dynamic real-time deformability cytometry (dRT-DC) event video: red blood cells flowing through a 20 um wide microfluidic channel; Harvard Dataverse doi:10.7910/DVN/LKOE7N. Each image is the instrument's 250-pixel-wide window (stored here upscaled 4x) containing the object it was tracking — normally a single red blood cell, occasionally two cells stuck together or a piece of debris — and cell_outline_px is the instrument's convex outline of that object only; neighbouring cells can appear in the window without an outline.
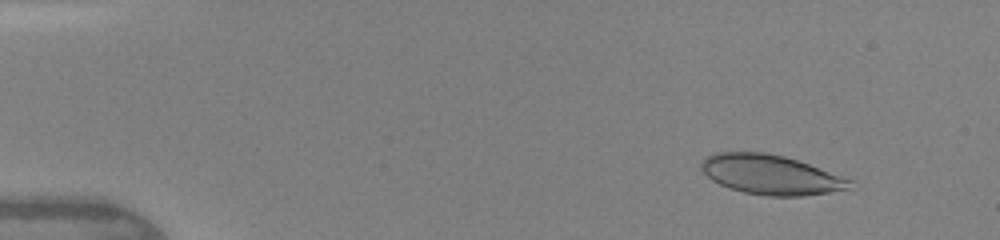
{"species": "human", "species_latin": "Homo sapiens", "temperature_condition": "warm", "stored_images_in_passage": 10, "camera_frame_rate_fps": 3000, "um_per_image_px": 0.085, "donor": {"sex": "female"}, "frame": {"image": 1, "passage_image": 5, "time_ms": 1.333, "image_size_px": [1000, 240], "cell_outline_px": [[852, 180], [848, 188], [828, 192], [804, 196], [768, 196], [744, 192], [728, 188], [712, 180], [700, 168], [700, 164], [708, 156], [716, 152], [764, 152], [784, 156], [808, 164]], "centroid_in_image_um": [65.46, 14.85], "position_along_channel_um": 19.5, "area_um2": 33.81}}
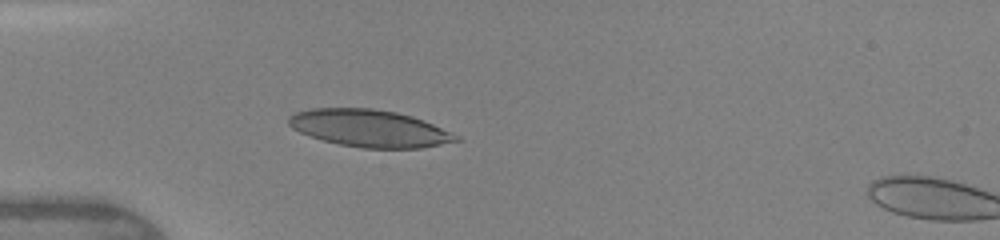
{"frame": {"image": 2, "passage_image": 10, "time_ms": 4.333, "image_size_px": [1000, 240], "cell_outline_px": [[464, 140], [420, 148], [364, 148], [340, 144], [324, 140], [300, 132], [292, 128], [288, 124], [288, 116], [296, 112], [312, 108], [372, 108], [396, 112], [412, 116], [424, 120], [460, 136]], "centroid_in_image_um": [31.44, 10.9], "position_along_channel_um": 53.6, "area_um2": 36.24}}